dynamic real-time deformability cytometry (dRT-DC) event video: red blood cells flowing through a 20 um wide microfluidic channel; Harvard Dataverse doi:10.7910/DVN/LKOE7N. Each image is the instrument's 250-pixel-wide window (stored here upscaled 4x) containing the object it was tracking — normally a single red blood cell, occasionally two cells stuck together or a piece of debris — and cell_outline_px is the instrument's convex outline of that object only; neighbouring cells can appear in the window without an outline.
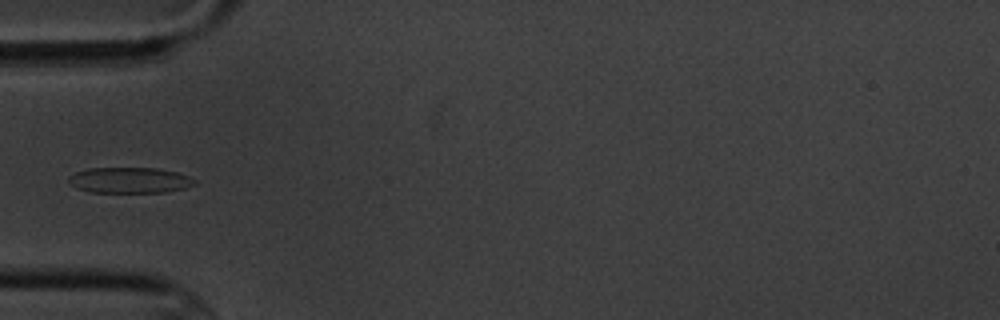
{"species": "common noctule bat (a hibernating species)", "species_latin": "Nyctalus noctula", "temperature_condition": "cold", "stored_images_in_passage": 7, "camera_frame_rate_fps": 3000, "um_per_image_px": 0.085, "animal": {"sex": "male", "body_mass_g": 20.1, "forearm_length_mm": 53.5}, "frame": {"image": 1, "passage_image": 2, "time_ms": 1.333, "image_size_px": [1000, 320], "cell_outline_px": [[196, 184], [184, 188], [164, 192], [88, 192], [76, 188], [68, 184], [68, 176], [76, 172], [88, 168], [156, 168], [176, 172], [188, 176], [196, 180]], "centroid_in_image_um": [10.97, 15.32], "position_along_channel_um": 74.0, "area_um2": 18.96}}
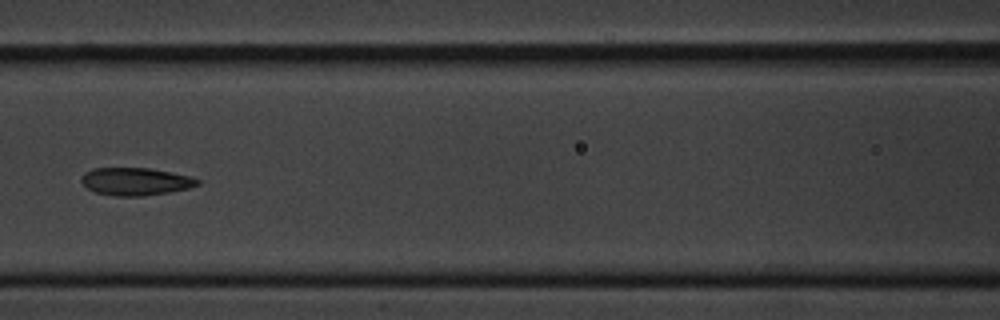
{"frame": {"image": 2, "passage_image": 4, "time_ms": 3.667, "image_size_px": [1000, 320], "cell_outline_px": [[200, 184], [188, 188], [168, 192], [144, 196], [112, 196], [96, 192], [88, 188], [80, 180], [84, 172], [92, 168], [148, 168], [192, 176], [200, 180]], "centroid_in_image_um": [11.52, 15.42], "position_along_channel_um": 155.1, "area_um2": 18.73}}
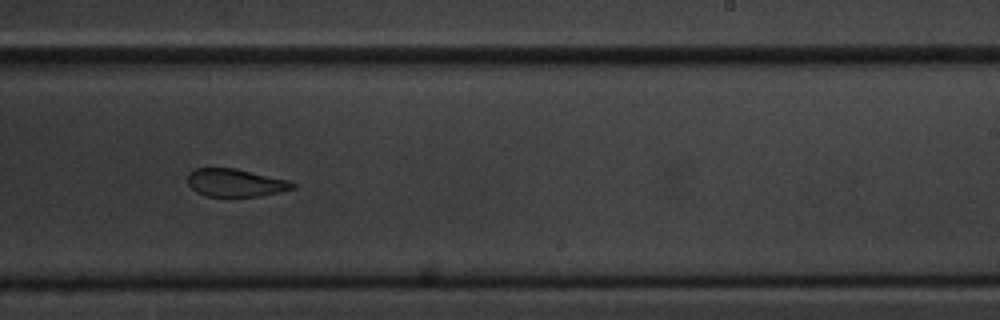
{"frame": {"image": 3, "passage_image": 7, "time_ms": 7.0, "image_size_px": [1000, 320], "cell_outline_px": [[296, 188], [280, 192], [260, 196], [208, 196], [196, 192], [188, 184], [188, 172], [196, 168], [236, 168], [288, 180], [296, 184]], "centroid_in_image_um": [20.02, 15.53], "position_along_channel_um": 269.0, "area_um2": 17.05}}